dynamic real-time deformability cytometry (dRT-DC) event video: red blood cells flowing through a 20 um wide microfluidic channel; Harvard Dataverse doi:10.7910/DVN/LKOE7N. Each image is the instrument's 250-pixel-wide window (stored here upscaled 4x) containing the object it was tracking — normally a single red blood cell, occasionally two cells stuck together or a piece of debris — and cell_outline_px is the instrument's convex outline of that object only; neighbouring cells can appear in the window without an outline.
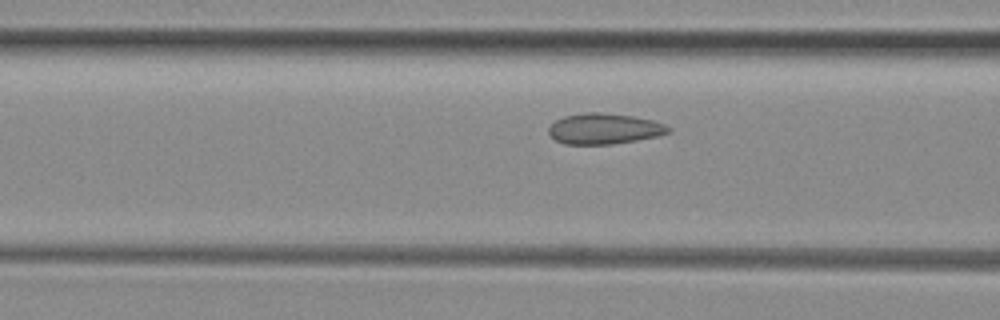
{"species": "common noctule bat (a hibernating species)", "species_latin": "Nyctalus noctula", "temperature_condition": "room temperature", "stored_images_in_passage": 14, "camera_frame_rate_fps": 3000, "um_per_image_px": 0.085, "animal": {"sex": "female", "body_mass_g": 29.2, "forearm_length_mm": 56.3}, "frame": {"image": 1, "passage_image": 8, "time_ms": 2.333, "image_size_px": [1000, 320], "cell_outline_px": [[672, 132], [656, 136], [636, 140], [612, 144], [564, 144], [556, 140], [548, 132], [548, 128], [556, 120], [564, 116], [584, 112], [600, 112], [632, 116], [652, 120], [664, 124], [672, 128]], "centroid_in_image_um": [51.37, 10.94], "position_along_channel_um": 115.2, "area_um2": 21.39}}
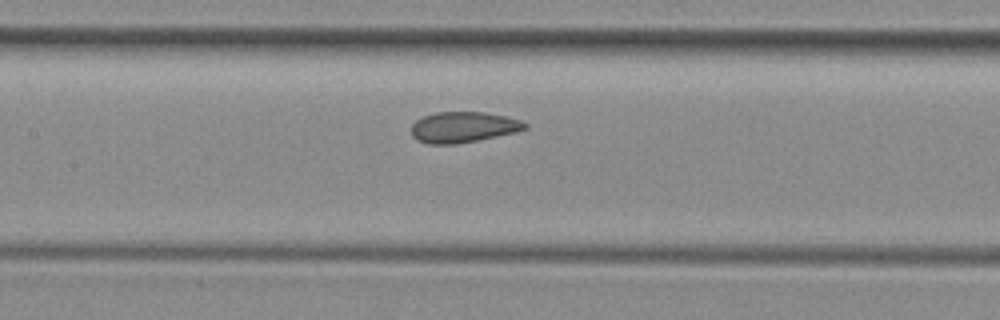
{"frame": {"image": 2, "passage_image": 12, "time_ms": 3.667, "image_size_px": [1000, 320], "cell_outline_px": [[528, 128], [516, 132], [456, 144], [428, 144], [416, 140], [412, 136], [412, 124], [416, 120], [424, 116], [436, 112], [484, 112], [504, 116], [520, 120], [528, 124]], "centroid_in_image_um": [39.36, 10.81], "position_along_channel_um": 168.0, "area_um2": 20.29}}